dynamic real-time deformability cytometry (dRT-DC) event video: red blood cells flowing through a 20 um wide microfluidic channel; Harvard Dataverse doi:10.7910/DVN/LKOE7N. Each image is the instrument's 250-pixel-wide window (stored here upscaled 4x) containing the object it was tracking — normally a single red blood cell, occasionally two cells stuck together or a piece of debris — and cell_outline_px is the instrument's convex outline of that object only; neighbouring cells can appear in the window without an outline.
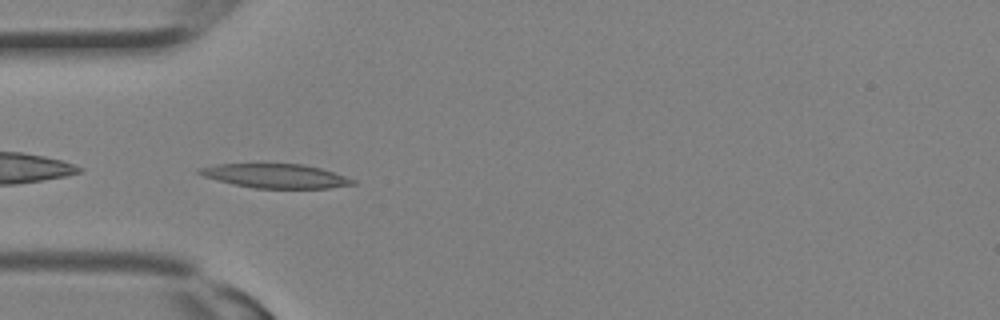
{"species": "Egyptian fruit bat (a non-hibernating species)", "species_latin": "Rousettus aegyptiacus", "temperature_condition": "room temperature", "stored_images_in_passage": 20, "camera_frame_rate_fps": 3000, "um_per_image_px": 0.085, "animal": {"sex": "female"}, "frame": {"image": 1, "passage_image": 9, "time_ms": 2.667, "image_size_px": [1000, 320], "cell_outline_px": [[356, 184], [328, 188], [256, 188], [236, 184], [204, 176], [196, 172], [196, 168], [216, 164], [300, 164], [320, 168], [356, 180]], "centroid_in_image_um": [23.42, 14.95], "position_along_channel_um": 61.6, "area_um2": 21.21}}
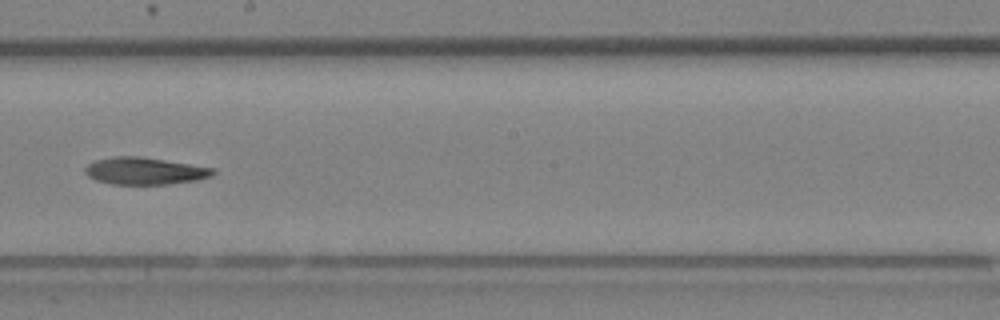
{"frame": {"image": 2, "passage_image": 17, "time_ms": 5.333, "image_size_px": [1000, 320], "cell_outline_px": [[216, 172], [212, 176], [196, 180], [168, 184], [112, 184], [96, 180], [88, 176], [84, 172], [84, 168], [88, 164], [96, 160], [112, 156], [136, 156], [164, 160], [216, 168]], "centroid_in_image_um": [12.3, 14.53], "position_along_channel_um": 235.9, "area_um2": 20.17}}
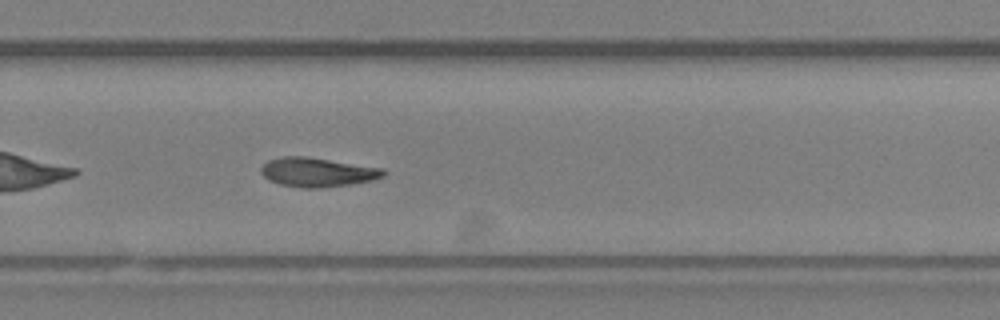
{"frame": {"image": 3, "passage_image": 20, "time_ms": 6.333, "image_size_px": [1000, 320], "cell_outline_px": [[388, 172], [384, 176], [372, 180], [348, 184], [320, 188], [300, 188], [280, 184], [268, 180], [260, 172], [260, 168], [268, 160], [284, 156], [304, 156], [384, 168]], "centroid_in_image_um": [26.97, 14.64], "position_along_channel_um": 302.8, "area_um2": 20.81}}